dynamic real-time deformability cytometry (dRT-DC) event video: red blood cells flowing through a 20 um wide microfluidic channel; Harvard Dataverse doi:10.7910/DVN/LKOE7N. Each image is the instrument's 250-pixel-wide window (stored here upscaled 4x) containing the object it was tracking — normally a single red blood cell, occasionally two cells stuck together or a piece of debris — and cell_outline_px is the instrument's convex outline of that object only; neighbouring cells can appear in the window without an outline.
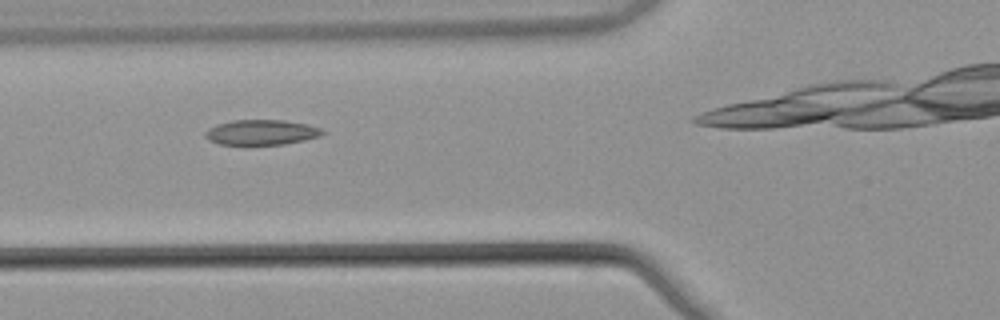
{"species": "common noctule bat (a hibernating species)", "species_latin": "Nyctalus noctula", "temperature_condition": "warm", "stored_images_in_passage": 27, "camera_frame_rate_fps": 3000, "um_per_image_px": 0.085, "animal": {"sex": "male", "body_mass_g": 21.5, "forearm_length_mm": 52.0}, "frame": {"image": 1, "passage_image": 5, "time_ms": 1.333, "image_size_px": [1000, 320], "cell_outline_px": [[324, 132], [320, 136], [304, 140], [284, 144], [220, 144], [208, 140], [204, 136], [204, 132], [208, 128], [216, 124], [232, 120], [284, 120], [304, 124], [320, 128]], "centroid_in_image_um": [22.16, 11.24], "position_along_channel_um": 103.6, "area_um2": 17.05}}
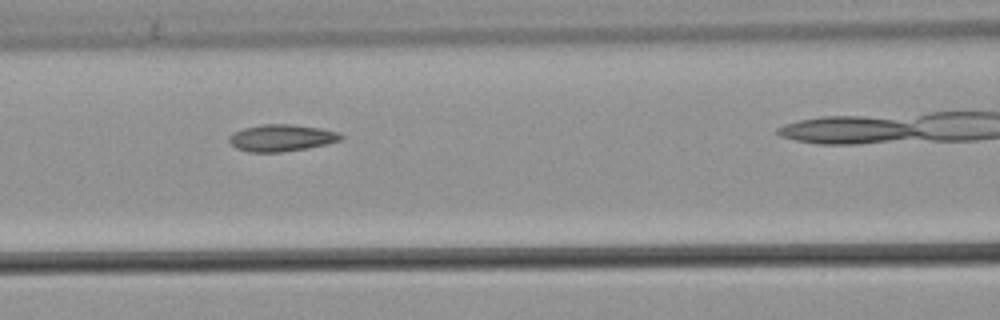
{"frame": {"image": 2, "passage_image": 8, "time_ms": 2.333, "image_size_px": [1000, 320], "cell_outline_px": [[344, 136], [340, 140], [308, 148], [280, 152], [248, 152], [236, 148], [228, 140], [228, 136], [244, 128], [264, 124], [292, 124], [320, 128], [340, 132]], "centroid_in_image_um": [23.93, 11.72], "position_along_channel_um": 142.7, "area_um2": 17.4}}
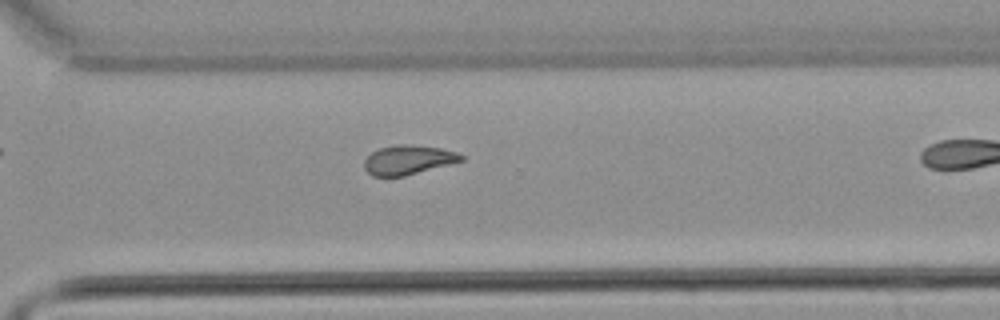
{"frame": {"image": 3, "passage_image": 23, "time_ms": 7.333, "image_size_px": [1000, 320], "cell_outline_px": [[464, 160], [404, 176], [372, 176], [364, 168], [364, 160], [372, 152], [380, 148], [400, 144], [408, 144], [440, 148], [456, 152], [464, 156]], "centroid_in_image_um": [34.68, 13.59], "position_along_channel_um": 335.9, "area_um2": 16.36}}